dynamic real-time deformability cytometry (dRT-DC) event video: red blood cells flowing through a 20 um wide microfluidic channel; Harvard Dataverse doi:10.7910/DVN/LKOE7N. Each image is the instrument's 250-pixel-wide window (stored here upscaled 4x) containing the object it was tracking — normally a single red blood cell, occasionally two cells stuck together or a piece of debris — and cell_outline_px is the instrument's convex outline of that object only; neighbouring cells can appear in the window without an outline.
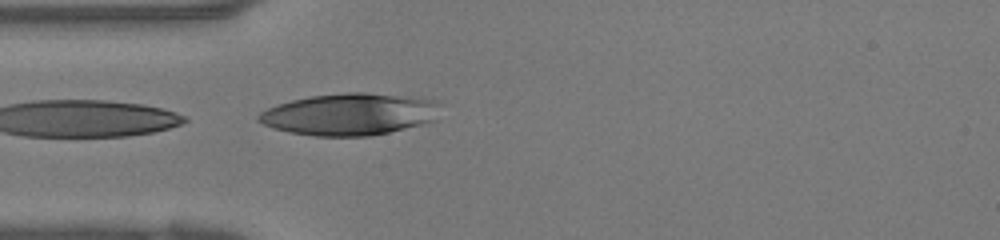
{"species": "human", "species_latin": "Homo sapiens", "temperature_condition": "warm", "stored_images_in_passage": 19, "camera_frame_rate_fps": 3000, "um_per_image_px": 0.085, "donor": {"sex": "female"}, "frame": {"image": 1, "passage_image": 10, "time_ms": 3.0, "image_size_px": [1000, 240], "cell_outline_px": [[436, 120], [388, 132], [368, 136], [316, 136], [288, 132], [264, 124], [256, 120], [256, 116], [260, 112], [276, 104], [292, 100], [312, 96], [348, 92], [364, 92], [436, 100]], "centroid_in_image_um": [29.64, 9.71], "position_along_channel_um": 55.4, "area_um2": 43.75}}
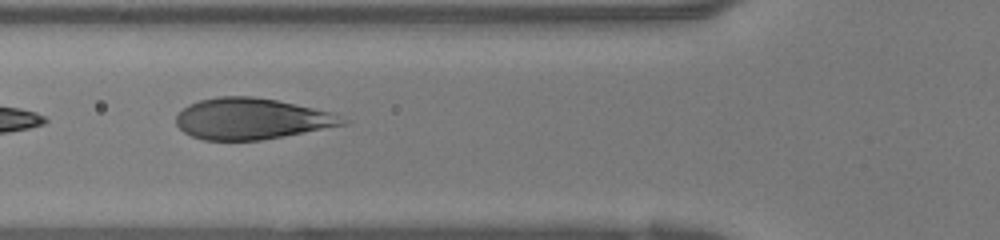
{"frame": {"image": 2, "passage_image": 13, "time_ms": 4.0, "image_size_px": [1000, 240], "cell_outline_px": [[348, 124], [284, 136], [260, 140], [204, 140], [192, 136], [184, 132], [176, 124], [176, 116], [188, 104], [200, 100], [220, 96], [252, 96], [276, 100], [332, 112], [348, 120]], "centroid_in_image_um": [21.38, 10.09], "position_along_channel_um": 104.4, "area_um2": 39.77}}
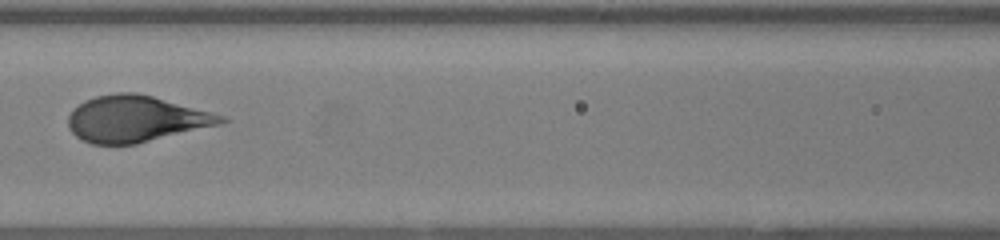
{"frame": {"image": 3, "passage_image": 16, "time_ms": 5.0, "image_size_px": [1000, 240], "cell_outline_px": [[232, 120], [220, 124], [136, 144], [92, 144], [76, 136], [68, 128], [68, 116], [84, 100], [96, 96], [116, 92], [136, 92], [152, 96], [212, 112], [224, 116]], "centroid_in_image_um": [11.55, 10.1], "position_along_channel_um": 155.0, "area_um2": 40.98}}